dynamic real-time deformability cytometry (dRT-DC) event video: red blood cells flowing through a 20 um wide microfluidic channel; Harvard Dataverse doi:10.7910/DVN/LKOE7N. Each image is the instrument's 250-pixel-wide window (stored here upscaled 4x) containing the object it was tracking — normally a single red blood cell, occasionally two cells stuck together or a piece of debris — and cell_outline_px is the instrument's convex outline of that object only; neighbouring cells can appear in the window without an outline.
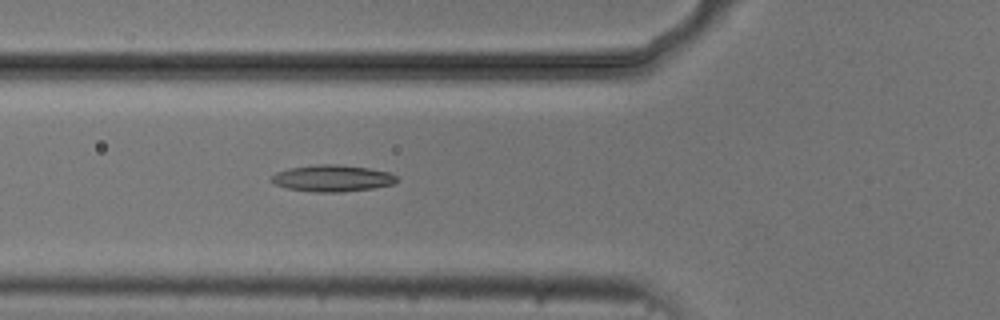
{"species": "common noctule bat (a hibernating species)", "species_latin": "Nyctalus noctula", "temperature_condition": "cold", "stored_images_in_passage": 5, "camera_frame_rate_fps": 3000, "um_per_image_px": 0.085, "animal": {"sex": "male", "body_mass_g": 20.5, "forearm_length_mm": 52.5}, "frame": {"image": 1, "passage_image": 5, "time_ms": 4.333, "image_size_px": [1000, 320], "cell_outline_px": [[396, 180], [392, 184], [372, 188], [340, 192], [316, 192], [288, 188], [276, 184], [272, 180], [272, 176], [276, 172], [288, 168], [316, 164], [336, 164], [368, 168], [388, 172], [396, 176]], "centroid_in_image_um": [28.23, 15.14], "position_along_channel_um": 97.6, "area_um2": 19.13}}